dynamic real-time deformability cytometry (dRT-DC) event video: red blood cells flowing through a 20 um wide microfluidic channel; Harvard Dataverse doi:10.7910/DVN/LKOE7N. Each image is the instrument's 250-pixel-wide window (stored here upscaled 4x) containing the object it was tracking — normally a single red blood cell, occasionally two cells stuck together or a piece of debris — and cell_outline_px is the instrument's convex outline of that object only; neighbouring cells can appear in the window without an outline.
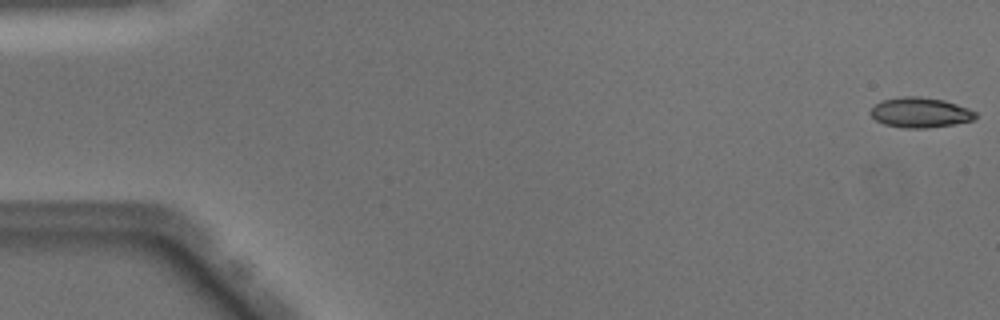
{"species": "Egyptian fruit bat (a non-hibernating species)", "species_latin": "Rousettus aegyptiacus", "temperature_condition": "warm", "stored_images_in_passage": 50, "camera_frame_rate_fps": 3000, "um_per_image_px": 0.085, "animal": {"sex": "male"}, "frame": {"image": 1, "passage_image": 1, "time_ms": 0.0, "image_size_px": [1000, 320], "cell_outline_px": [[976, 116], [972, 120], [956, 124], [928, 128], [904, 128], [884, 124], [876, 120], [868, 112], [876, 104], [884, 100], [904, 96], [916, 96], [944, 100], [968, 108], [976, 112]], "centroid_in_image_um": [78.22, 9.57], "position_along_channel_um": 6.8, "area_um2": 18.32}}
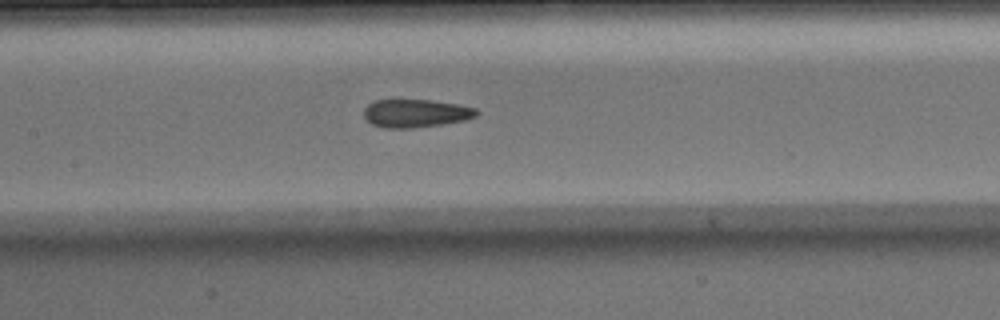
{"frame": {"image": 2, "passage_image": 24, "time_ms": 7.667, "image_size_px": [1000, 320], "cell_outline_px": [[480, 112], [476, 116], [468, 120], [412, 128], [384, 128], [372, 124], [364, 116], [364, 108], [368, 104], [376, 100], [428, 100], [460, 104], [476, 108]], "centroid_in_image_um": [35.37, 9.63], "position_along_channel_um": 172.0, "area_um2": 18.5}}
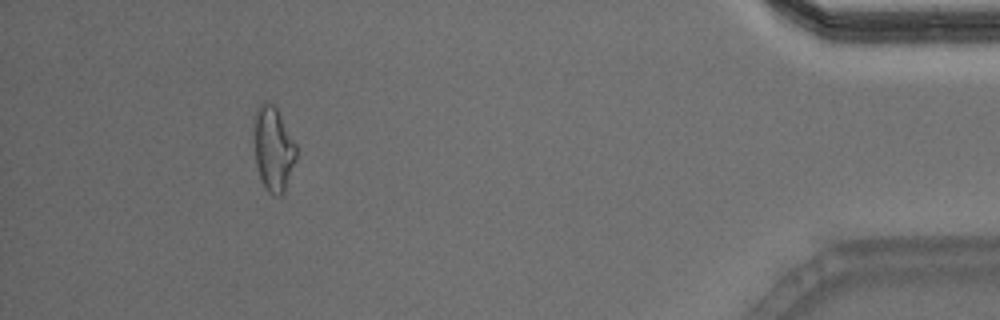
{"frame": {"image": 3, "passage_image": 46, "time_ms": 15.0, "image_size_px": [1000, 320], "cell_outline_px": [[296, 160], [284, 192], [280, 196], [276, 196], [268, 192], [260, 180], [256, 164], [252, 120], [256, 108], [264, 100], [272, 104], [276, 108], [296, 144]], "centroid_in_image_um": [23.2, 12.64], "position_along_channel_um": 412.0, "area_um2": 21.1}, "authors_computed_cell_mechanics": {"area_um2": 19.1607, "velocity_mm_per_s": 4.0724, "shape_relaxation_time_tau1_ms": null, "shape_relaxation_time_tau2_ms": 2.0574, "deformation_change_tau1": null, "deformation_change_tau2": 0.1152}}